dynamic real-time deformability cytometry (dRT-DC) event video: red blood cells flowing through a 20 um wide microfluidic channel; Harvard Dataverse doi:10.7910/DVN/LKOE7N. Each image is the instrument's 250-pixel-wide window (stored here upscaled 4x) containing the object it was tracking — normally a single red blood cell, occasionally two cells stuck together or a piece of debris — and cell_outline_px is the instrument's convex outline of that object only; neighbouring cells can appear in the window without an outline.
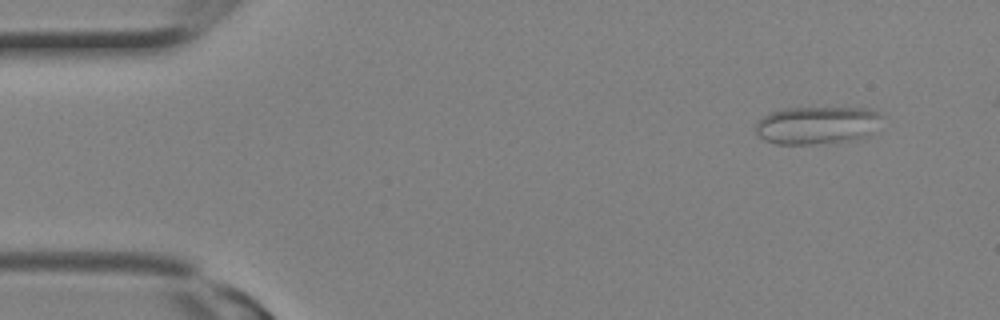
{"species": "Egyptian fruit bat (a non-hibernating species)", "species_latin": "Rousettus aegyptiacus", "temperature_condition": "room temperature", "stored_images_in_passage": 2, "camera_frame_rate_fps": 3000, "um_per_image_px": 0.085, "animal": {"sex": "female"}, "frame": {"image": 1, "passage_image": 2, "time_ms": 0.333, "image_size_px": [1000, 320], "cell_outline_px": [[884, 116], [868, 136], [852, 140], [812, 144], [776, 144], [764, 140], [756, 132], [756, 124], [768, 112], [788, 108], [868, 108], [880, 112]], "centroid_in_image_um": [69.46, 10.63], "position_along_channel_um": 15.5, "area_um2": 27.8}}